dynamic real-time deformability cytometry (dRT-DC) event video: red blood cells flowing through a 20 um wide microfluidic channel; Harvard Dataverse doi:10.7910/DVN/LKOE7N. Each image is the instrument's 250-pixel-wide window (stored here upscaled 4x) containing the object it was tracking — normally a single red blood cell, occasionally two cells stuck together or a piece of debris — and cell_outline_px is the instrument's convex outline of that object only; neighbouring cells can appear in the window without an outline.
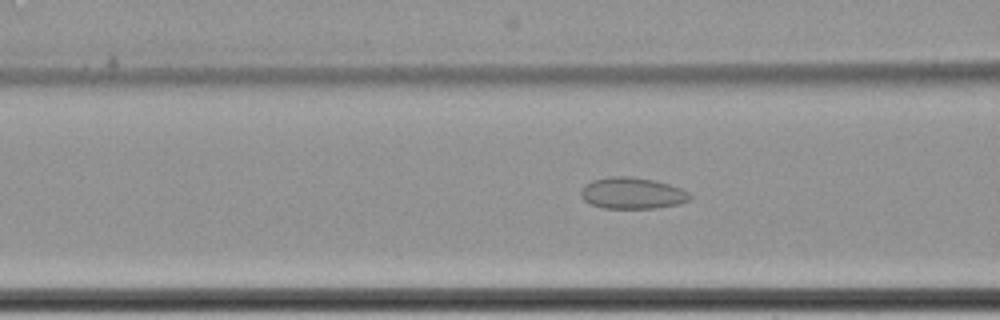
{"species": "common noctule bat (a hibernating species)", "species_latin": "Nyctalus noctula", "temperature_condition": "cold", "stored_images_in_passage": 66, "camera_frame_rate_fps": 3000, "um_per_image_px": 0.085, "animal": {"sex": "female", "body_mass_g": 22.7, "forearm_length_mm": 54.2}, "frame": {"image": 1, "passage_image": 30, "time_ms": 9.667, "image_size_px": [1000, 320], "cell_outline_px": [[692, 196], [688, 200], [680, 204], [656, 208], [604, 208], [592, 204], [584, 200], [580, 196], [580, 192], [584, 184], [592, 180], [612, 176], [632, 176], [652, 180], [668, 184], [680, 188], [688, 192]], "centroid_in_image_um": [53.72, 16.42], "position_along_channel_um": 112.9, "area_um2": 19.94}}
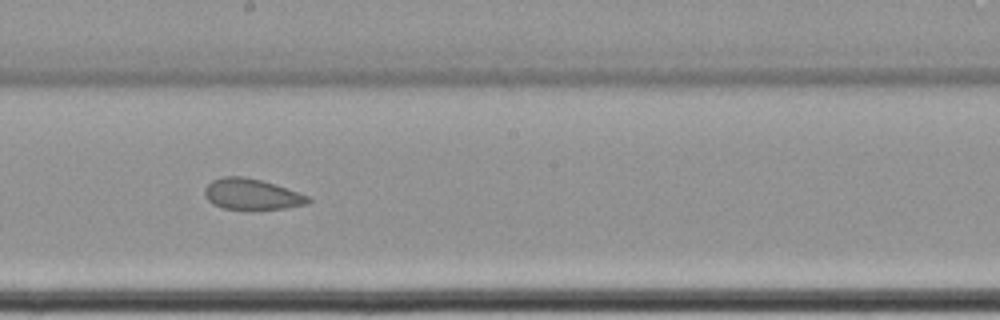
{"frame": {"image": 2, "passage_image": 40, "time_ms": 13.0, "image_size_px": [1000, 320], "cell_outline_px": [[312, 200], [308, 204], [284, 208], [224, 208], [212, 204], [204, 196], [204, 188], [212, 180], [224, 176], [244, 176], [276, 184], [288, 188], [308, 196]], "centroid_in_image_um": [21.39, 16.48], "position_along_channel_um": 226.8, "area_um2": 18.44}}
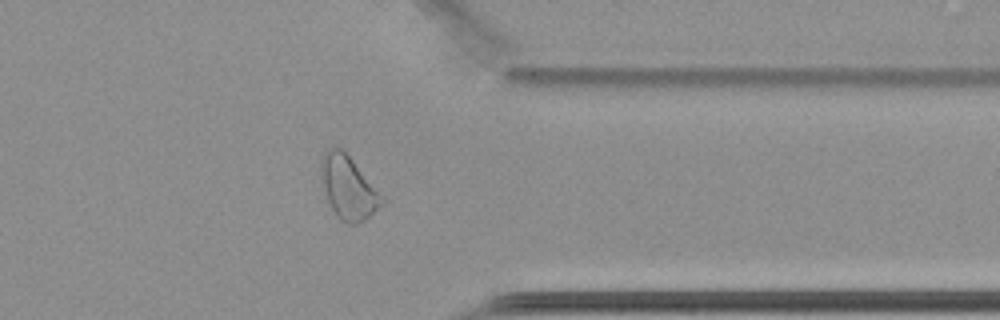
{"frame": {"image": 3, "passage_image": 54, "time_ms": 17.667, "image_size_px": [1000, 320], "cell_outline_px": [[388, 200], [384, 204], [364, 220], [356, 224], [348, 224], [340, 220], [336, 216], [328, 200], [324, 188], [320, 172], [320, 160], [324, 152], [332, 144], [340, 148], [352, 160]], "centroid_in_image_um": [29.62, 15.94], "position_along_channel_um": 381.8, "area_um2": 22.54}, "authors_computed_cell_mechanics": {"area_um2": 23.7847, "velocity_mm_per_s": 3.4176, "shape_relaxation_time_tau1_ms": null, "shape_relaxation_time_tau2_ms": 2.3084, "deformation_change_tau1": null, "deformation_change_tau2": 0.0855}}